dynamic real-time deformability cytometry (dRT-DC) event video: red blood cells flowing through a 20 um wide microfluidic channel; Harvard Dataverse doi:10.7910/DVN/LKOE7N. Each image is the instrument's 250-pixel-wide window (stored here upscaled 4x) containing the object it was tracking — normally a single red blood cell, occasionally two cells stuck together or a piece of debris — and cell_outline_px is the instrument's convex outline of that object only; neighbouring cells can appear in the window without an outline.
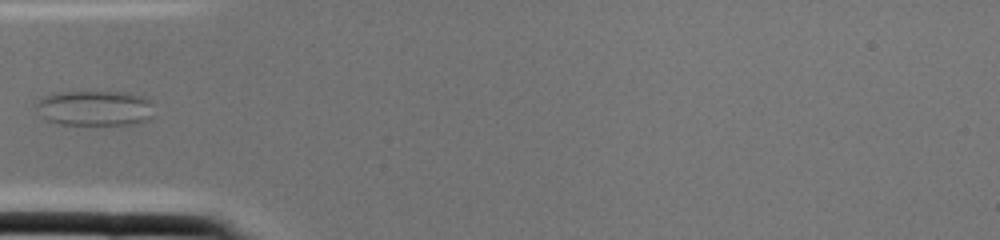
{"species": "common noctule bat (a hibernating species)", "species_latin": "Nyctalus noctula", "temperature_condition": "cold", "stored_images_in_passage": 2, "camera_frame_rate_fps": 3000, "um_per_image_px": 0.085, "animal": {"sex": "female", "body_mass_g": 22.0, "forearm_length_mm": 56.7}, "frame": {"image": 1, "passage_image": 2, "time_ms": 0.333, "image_size_px": [1000, 240], "cell_outline_px": [[152, 116], [148, 120], [132, 124], [60, 124], [44, 120], [40, 116], [36, 104], [36, 100], [52, 92], [124, 92], [144, 96], [152, 100]], "centroid_in_image_um": [8.04, 9.18], "position_along_channel_um": 77.0, "area_um2": 24.51}}